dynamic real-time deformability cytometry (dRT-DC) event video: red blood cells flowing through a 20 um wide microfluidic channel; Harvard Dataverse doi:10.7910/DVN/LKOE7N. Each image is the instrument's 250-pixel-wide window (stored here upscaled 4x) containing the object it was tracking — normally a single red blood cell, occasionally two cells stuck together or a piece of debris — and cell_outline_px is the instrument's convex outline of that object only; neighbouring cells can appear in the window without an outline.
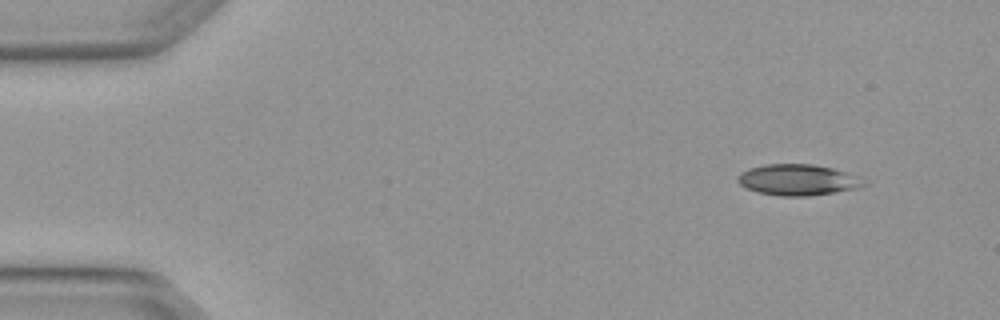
{"species": "Egyptian fruit bat (a non-hibernating species)", "species_latin": "Rousettus aegyptiacus", "temperature_condition": "warm", "stored_images_in_passage": 4, "camera_frame_rate_fps": 3000, "um_per_image_px": 0.085, "animal": {"sex": "female"}, "frame": {"image": 1, "passage_image": 1, "time_ms": 0.0, "image_size_px": [1000, 320], "cell_outline_px": [[872, 184], [860, 188], [836, 192], [808, 196], [780, 196], [756, 192], [740, 184], [736, 180], [736, 176], [740, 172], [748, 168], [764, 164], [812, 164], [832, 168], [860, 176]], "centroid_in_image_um": [67.87, 15.29], "position_along_channel_um": 17.1, "area_um2": 23.29}}
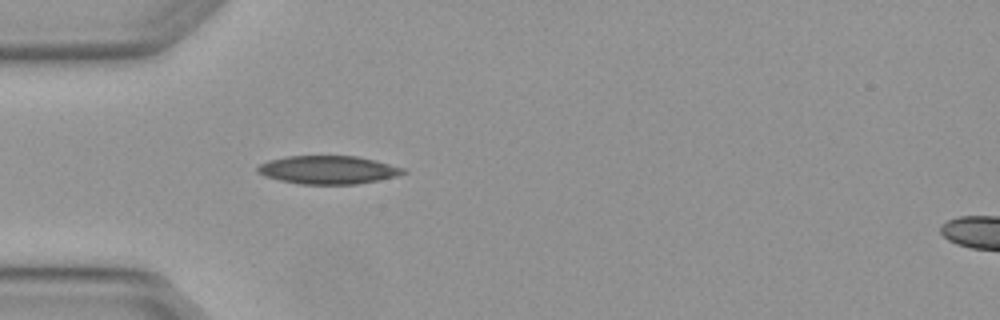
{"frame": {"image": 2, "passage_image": 4, "time_ms": 1.0, "image_size_px": [1000, 320], "cell_outline_px": [[408, 172], [396, 176], [356, 184], [300, 184], [280, 180], [264, 176], [256, 172], [256, 168], [260, 164], [268, 160], [288, 156], [356, 156], [376, 160], [404, 168]], "centroid_in_image_um": [27.87, 14.43], "position_along_channel_um": 57.1, "area_um2": 23.93}}